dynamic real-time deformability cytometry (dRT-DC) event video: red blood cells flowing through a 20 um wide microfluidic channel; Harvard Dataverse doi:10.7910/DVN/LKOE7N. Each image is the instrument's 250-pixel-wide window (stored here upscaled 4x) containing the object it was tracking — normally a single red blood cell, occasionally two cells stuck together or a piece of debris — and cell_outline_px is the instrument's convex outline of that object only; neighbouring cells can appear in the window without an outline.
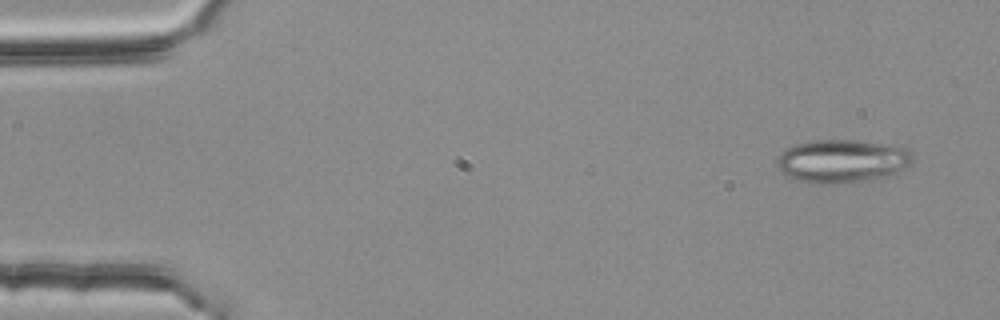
{"species": "common noctule bat (a hibernating species)", "species_latin": "Nyctalus noctula", "temperature_condition": "room temperature", "stored_images_in_passage": 42, "camera_frame_rate_fps": 3000, "um_per_image_px": 0.085, "animal": {"sex": "female", "body_mass_g": 25.1}, "frame": {"image": 1, "passage_image": 1, "time_ms": 0.0, "image_size_px": [1000, 320], "cell_outline_px": [[912, 164], [880, 180], [844, 184], [812, 184], [796, 180], [780, 172], [776, 164], [776, 160], [788, 148], [796, 144], [812, 140], [856, 140], [884, 144], [908, 148], [912, 152]], "centroid_in_image_um": [71.6, 13.73], "position_along_channel_um": 13.4, "area_um2": 34.8}}
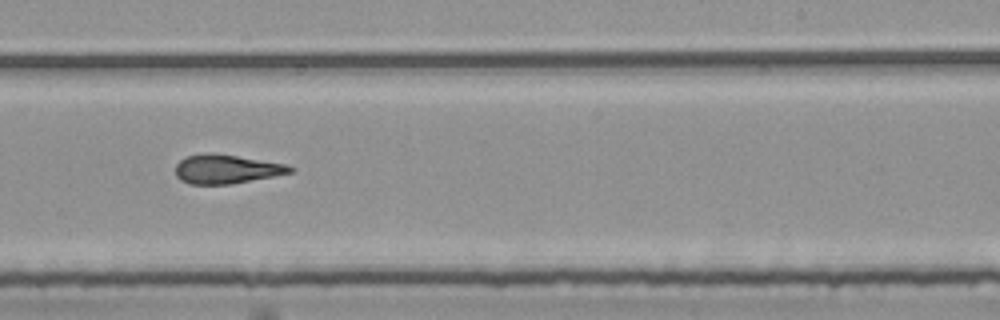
{"frame": {"image": 2, "passage_image": 31, "time_ms": 10.0, "image_size_px": [1000, 320], "cell_outline_px": [[296, 168], [292, 172], [232, 184], [192, 184], [180, 180], [176, 176], [176, 164], [180, 160], [188, 156], [204, 152], [208, 152], [236, 156], [288, 164]], "centroid_in_image_um": [19.24, 14.37], "position_along_channel_um": 269.8, "area_um2": 19.31}}
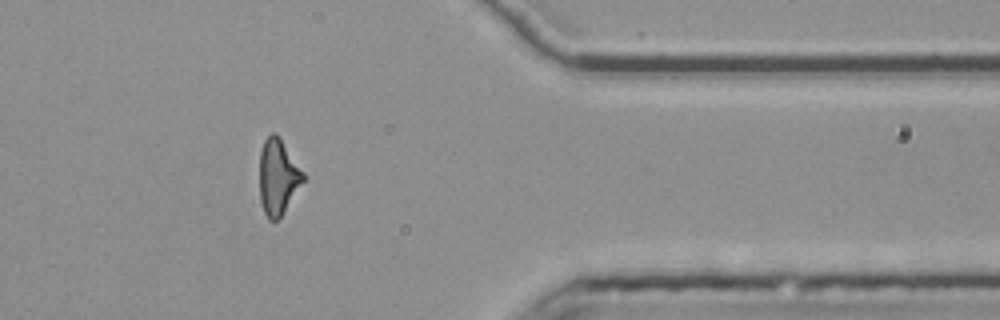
{"frame": {"image": 3, "passage_image": 42, "time_ms": 13.667, "image_size_px": [1000, 320], "cell_outline_px": [[304, 180], [280, 216], [276, 220], [268, 220], [264, 212], [260, 200], [260, 152], [264, 140], [272, 132], [276, 132], [280, 136], [304, 172]], "centroid_in_image_um": [23.62, 14.98], "position_along_channel_um": 387.8, "area_um2": 19.07}, "authors_computed_cell_mechanics": {"area_um2": 20.23, "velocity_mm_per_s": 3.7714, "shape_relaxation_time_tau1_ms": 8.4673, "shape_relaxation_time_tau2_ms": 3.4586, "deformation_change_tau1": 0.2231, "deformation_change_tau2": 0.1474}}